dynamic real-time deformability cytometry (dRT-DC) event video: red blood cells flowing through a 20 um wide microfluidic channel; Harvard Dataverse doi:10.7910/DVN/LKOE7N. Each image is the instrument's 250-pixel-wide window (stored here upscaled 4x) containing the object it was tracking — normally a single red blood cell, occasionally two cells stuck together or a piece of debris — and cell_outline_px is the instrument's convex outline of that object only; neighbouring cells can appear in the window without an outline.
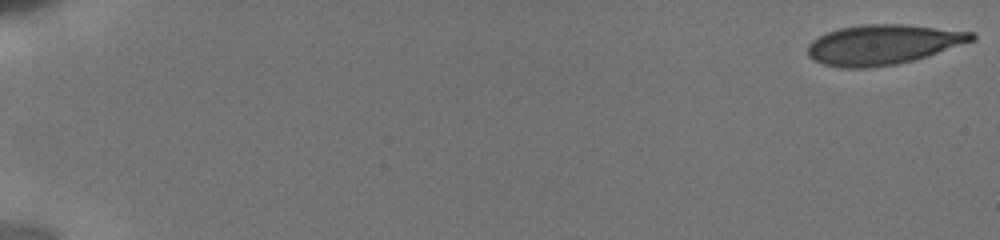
{"species": "human", "species_latin": "Homo sapiens", "temperature_condition": "cold", "stored_images_in_passage": 57, "camera_frame_rate_fps": 3000, "um_per_image_px": 0.085, "donor": {"sex": "male"}, "frame": {"image": 1, "passage_image": 1, "time_ms": 0.0, "image_size_px": [1000, 240], "cell_outline_px": [[976, 40], [928, 56], [896, 64], [868, 68], [840, 68], [824, 64], [812, 60], [808, 56], [808, 44], [816, 36], [840, 28], [864, 24], [904, 24], [976, 32]], "centroid_in_image_um": [75.06, 3.79], "position_along_channel_um": 9.9, "area_um2": 38.44}}
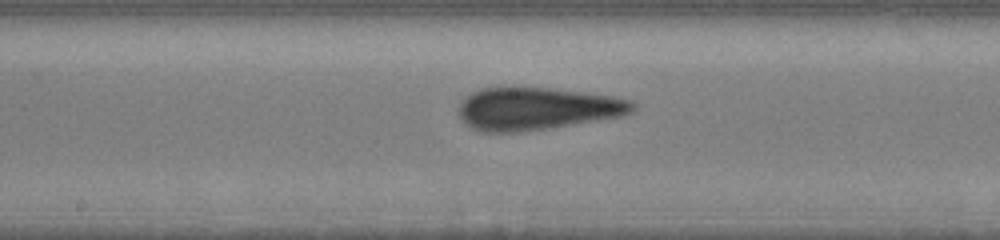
{"frame": {"image": 2, "passage_image": 36, "time_ms": 10.0, "image_size_px": [1000, 240], "cell_outline_px": [[636, 108], [632, 112], [624, 116], [548, 128], [516, 132], [484, 132], [472, 128], [460, 116], [460, 104], [472, 92], [480, 88], [548, 88], [584, 92], [612, 96], [632, 100], [636, 104]], "centroid_in_image_um": [45.71, 9.24], "position_along_channel_um": 202.5, "area_um2": 42.71}}
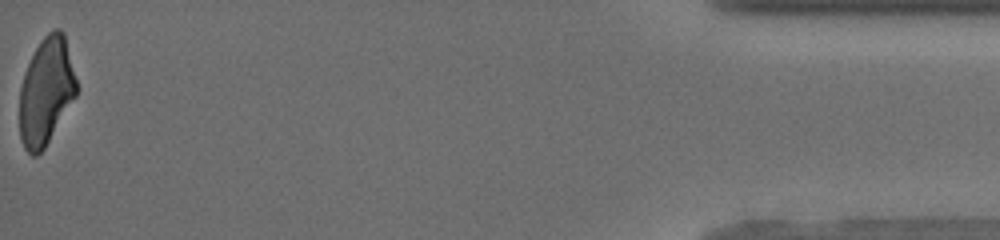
{"frame": {"image": 3, "passage_image": 57, "time_ms": 18.0, "image_size_px": [1000, 240], "cell_outline_px": [[76, 96], [44, 148], [36, 156], [32, 156], [24, 148], [20, 136], [20, 88], [24, 72], [40, 40], [52, 28], [60, 28], [64, 32], [76, 80]], "centroid_in_image_um": [3.91, 7.74], "position_along_channel_um": 431.3, "area_um2": 35.32}, "authors_computed_cell_mechanics": {"area_um2": 39.6508, "velocity_mm_per_s": 3.8552, "shape_relaxation_time_tau1_ms": null, "shape_relaxation_time_tau2_ms": 1.7037, "deformation_change_tau1": null, "deformation_change_tau2": 0.0569}}